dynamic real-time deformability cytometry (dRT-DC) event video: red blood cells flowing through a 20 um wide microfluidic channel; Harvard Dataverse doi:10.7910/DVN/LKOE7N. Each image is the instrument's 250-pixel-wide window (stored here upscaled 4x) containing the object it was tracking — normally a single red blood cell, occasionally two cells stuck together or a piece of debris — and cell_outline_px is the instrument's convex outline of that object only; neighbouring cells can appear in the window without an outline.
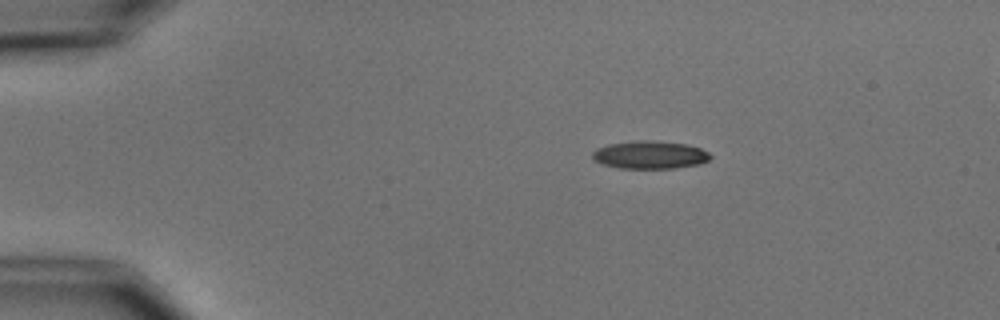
{"species": "common noctule bat (a hibernating species)", "species_latin": "Nyctalus noctula", "temperature_condition": "cold", "stored_images_in_passage": 8, "camera_frame_rate_fps": 3000, "um_per_image_px": 0.085, "animal": {"sex": "male", "body_mass_g": 15.6}, "frame": {"image": 1, "passage_image": 3, "time_ms": 2.333, "image_size_px": [1000, 320], "cell_outline_px": [[712, 156], [708, 160], [700, 164], [676, 168], [620, 168], [604, 164], [592, 160], [592, 152], [596, 148], [608, 144], [636, 140], [652, 140], [688, 144], [700, 148], [708, 152]], "centroid_in_image_um": [55.24, 13.15], "position_along_channel_um": 29.8, "area_um2": 19.31}}
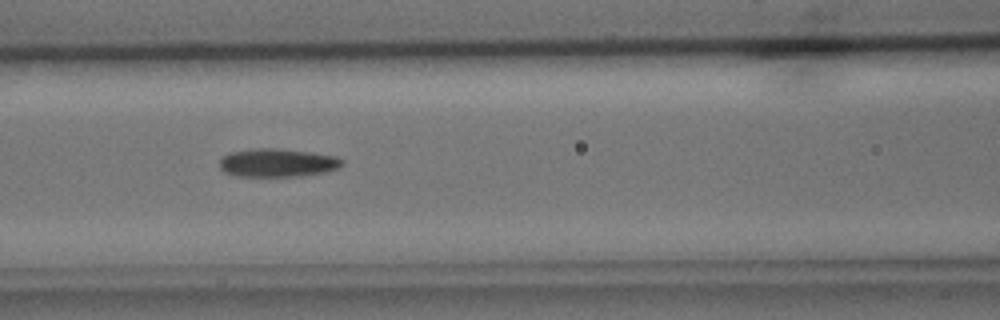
{"frame": {"image": 2, "passage_image": 7, "time_ms": 7.0, "image_size_px": [1000, 320], "cell_outline_px": [[344, 164], [336, 168], [324, 172], [296, 176], [236, 176], [224, 172], [220, 168], [220, 156], [228, 152], [248, 148], [280, 148], [312, 152], [336, 156], [344, 160]], "centroid_in_image_um": [23.53, 13.81], "position_along_channel_um": 143.1, "area_um2": 20.52}}
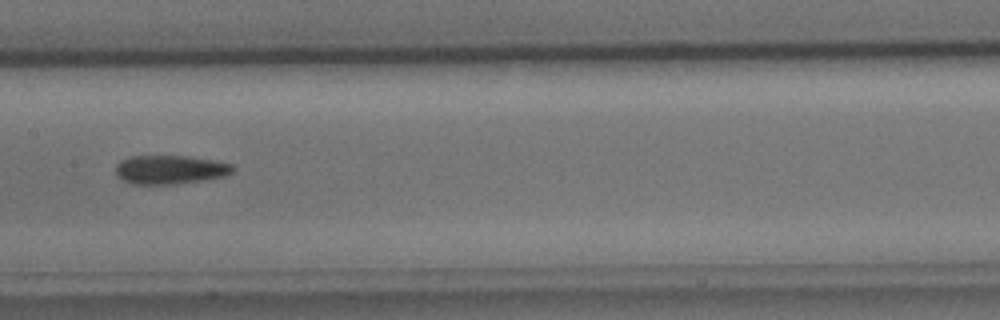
{"frame": {"image": 3, "passage_image": 8, "time_ms": 8.333, "image_size_px": [1000, 320], "cell_outline_px": [[236, 168], [232, 172], [224, 176], [176, 184], [132, 184], [116, 176], [116, 164], [120, 160], [128, 156], [188, 156], [212, 160], [232, 164]], "centroid_in_image_um": [14.42, 14.41], "position_along_channel_um": 193.0, "area_um2": 19.65}}